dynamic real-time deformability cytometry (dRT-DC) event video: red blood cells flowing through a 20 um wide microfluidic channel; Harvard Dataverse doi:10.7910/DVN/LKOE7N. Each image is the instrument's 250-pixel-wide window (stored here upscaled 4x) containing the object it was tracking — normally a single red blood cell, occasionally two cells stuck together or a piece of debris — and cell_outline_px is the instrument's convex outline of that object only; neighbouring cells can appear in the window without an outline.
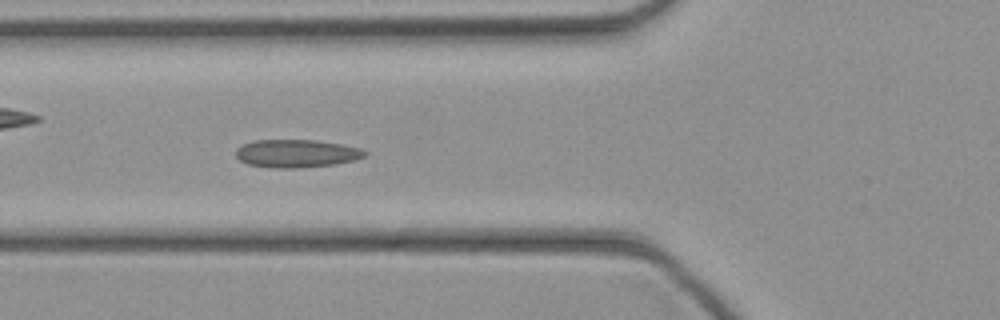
{"species": "common noctule bat (a hibernating species)", "species_latin": "Nyctalus noctula", "temperature_condition": "cold", "stored_images_in_passage": 45, "camera_frame_rate_fps": 3000, "um_per_image_px": 0.085, "animal": {"sex": "female", "body_mass_g": 21.9}, "frame": {"image": 1, "passage_image": 16, "time_ms": 5.0, "image_size_px": [1000, 320], "cell_outline_px": [[368, 152], [364, 156], [356, 160], [336, 164], [300, 168], [272, 168], [248, 164], [240, 160], [236, 156], [236, 148], [252, 140], [316, 140], [340, 144], [360, 148]], "centroid_in_image_um": [25.2, 13.05], "position_along_channel_um": 100.6, "area_um2": 21.1}}
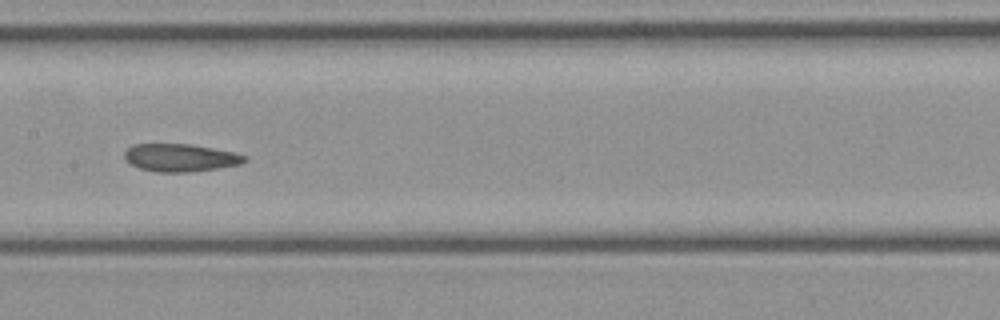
{"frame": {"image": 2, "passage_image": 22, "time_ms": 7.0, "image_size_px": [1000, 320], "cell_outline_px": [[248, 160], [240, 164], [216, 168], [188, 172], [156, 172], [140, 168], [124, 160], [124, 152], [132, 144], [188, 144], [236, 152], [248, 156]], "centroid_in_image_um": [15.33, 13.4], "position_along_channel_um": 192.1, "area_um2": 19.42}}
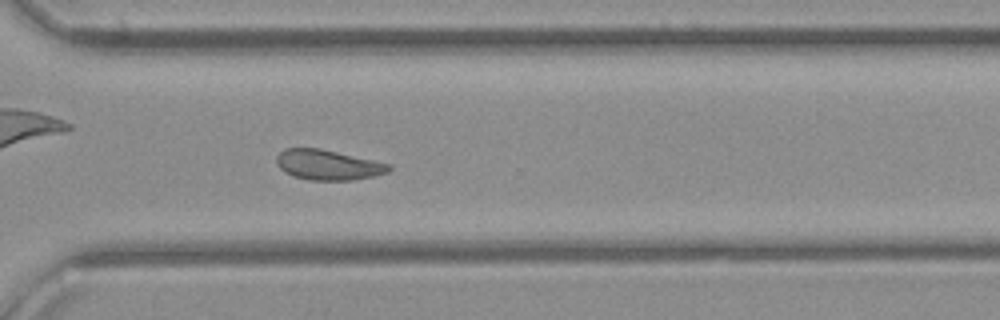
{"frame": {"image": 3, "passage_image": 32, "time_ms": 10.333, "image_size_px": [1000, 320], "cell_outline_px": [[392, 168], [388, 172], [372, 176], [352, 180], [308, 180], [292, 176], [284, 172], [276, 164], [276, 156], [284, 148], [320, 148], [392, 164]], "centroid_in_image_um": [27.86, 14.01], "position_along_channel_um": 342.7, "area_um2": 19.88}}